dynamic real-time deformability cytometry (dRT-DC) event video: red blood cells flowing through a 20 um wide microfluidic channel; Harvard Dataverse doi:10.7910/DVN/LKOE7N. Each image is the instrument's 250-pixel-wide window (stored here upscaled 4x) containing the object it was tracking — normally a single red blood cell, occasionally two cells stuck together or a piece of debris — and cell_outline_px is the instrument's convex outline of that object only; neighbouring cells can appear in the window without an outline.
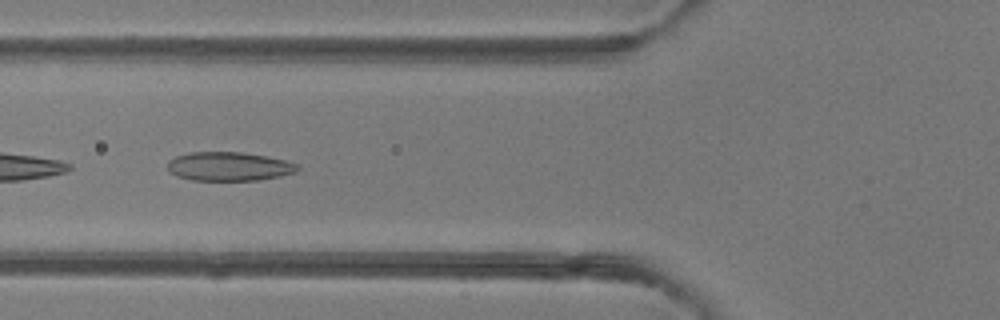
{"species": "common noctule bat (a hibernating species)", "species_latin": "Nyctalus noctula", "temperature_condition": "room temperature", "stored_images_in_passage": 6, "camera_frame_rate_fps": 3000, "um_per_image_px": 0.085, "animal": {"sex": "female"}, "frame": {"image": 1, "passage_image": 6, "time_ms": 5.667, "image_size_px": [1000, 320], "cell_outline_px": [[300, 168], [296, 172], [280, 176], [260, 180], [192, 180], [176, 176], [168, 172], [168, 160], [176, 156], [188, 152], [244, 152], [284, 160], [300, 164]], "centroid_in_image_um": [19.45, 14.14], "position_along_channel_um": 106.3, "area_um2": 22.02}}